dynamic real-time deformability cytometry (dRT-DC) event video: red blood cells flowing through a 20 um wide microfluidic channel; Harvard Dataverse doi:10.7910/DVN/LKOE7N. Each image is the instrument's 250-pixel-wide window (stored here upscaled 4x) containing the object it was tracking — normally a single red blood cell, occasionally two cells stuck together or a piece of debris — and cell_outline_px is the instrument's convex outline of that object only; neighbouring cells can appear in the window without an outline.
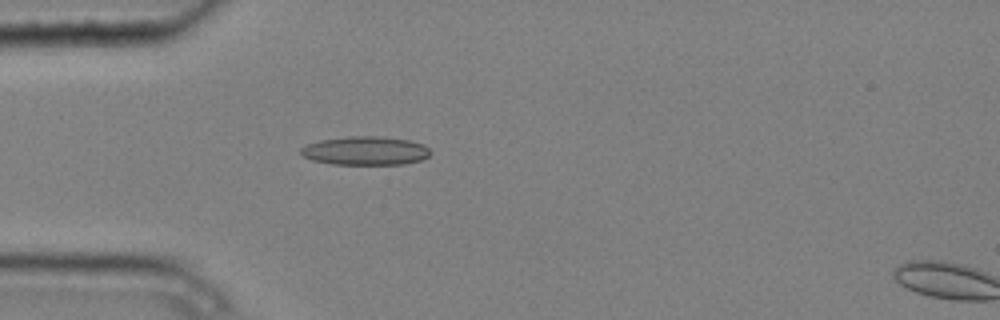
{"species": "common noctule bat (a hibernating species)", "species_latin": "Nyctalus noctula", "temperature_condition": "cold", "stored_images_in_passage": 6, "camera_frame_rate_fps": 3000, "um_per_image_px": 0.085, "animal": {"sex": "male", "body_mass_g": 20.4}, "frame": {"image": 1, "passage_image": 5, "time_ms": 1.333, "image_size_px": [1000, 320], "cell_outline_px": [[432, 152], [428, 156], [420, 160], [404, 164], [332, 164], [312, 160], [304, 156], [300, 152], [300, 148], [308, 144], [320, 140], [348, 136], [380, 136], [408, 140], [424, 144]], "centroid_in_image_um": [31.07, 12.81], "position_along_channel_um": 53.9, "area_um2": 21.62}}